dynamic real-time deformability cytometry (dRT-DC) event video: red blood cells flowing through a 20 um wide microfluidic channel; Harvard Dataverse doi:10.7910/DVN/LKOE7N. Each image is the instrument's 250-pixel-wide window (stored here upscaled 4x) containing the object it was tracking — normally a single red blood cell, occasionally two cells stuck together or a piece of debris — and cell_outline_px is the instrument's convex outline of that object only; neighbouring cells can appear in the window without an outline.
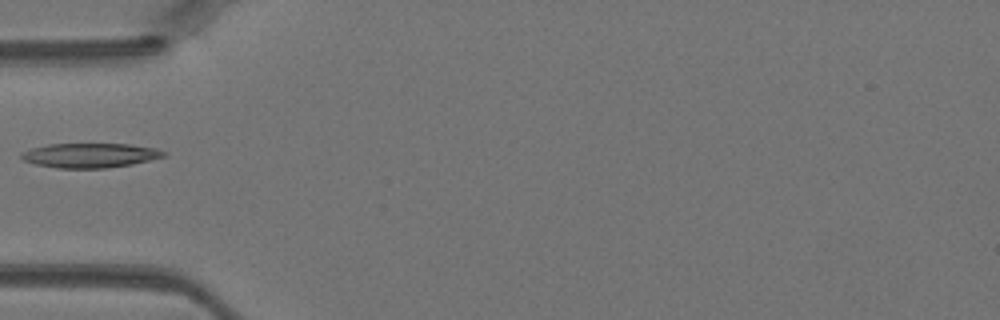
{"species": "Egyptian fruit bat (a non-hibernating species)", "species_latin": "Rousettus aegyptiacus", "temperature_condition": "warm", "stored_images_in_passage": 31, "camera_frame_rate_fps": 3000, "um_per_image_px": 0.085, "animal": {"sex": "female"}, "frame": {"image": 1, "passage_image": 1, "time_ms": 0.0, "image_size_px": [1000, 320], "cell_outline_px": [[168, 156], [132, 164], [108, 168], [56, 168], [36, 164], [24, 160], [20, 156], [20, 152], [32, 148], [48, 144], [128, 144], [156, 148], [168, 152]], "centroid_in_image_um": [7.69, 13.2], "position_along_channel_um": 77.3, "area_um2": 20.46}}
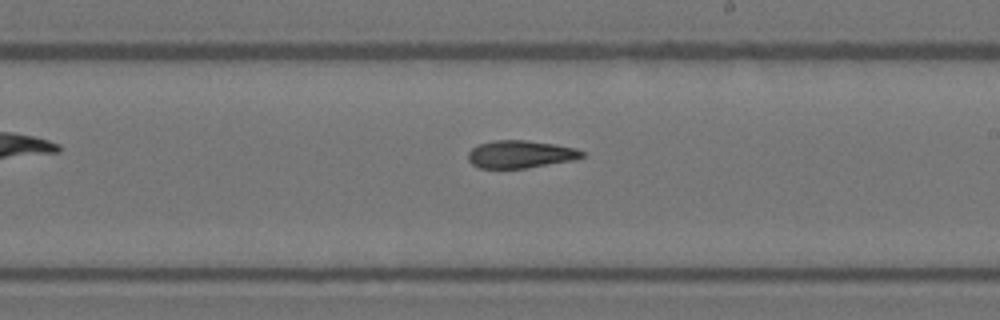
{"frame": {"image": 2, "passage_image": 12, "time_ms": 3.667, "image_size_px": [1000, 320], "cell_outline_px": [[584, 156], [576, 160], [524, 168], [480, 168], [472, 164], [468, 160], [468, 152], [472, 148], [480, 144], [492, 140], [528, 140], [556, 144], [576, 148], [584, 152]], "centroid_in_image_um": [44.25, 13.1], "position_along_channel_um": 244.7, "area_um2": 18.44}}
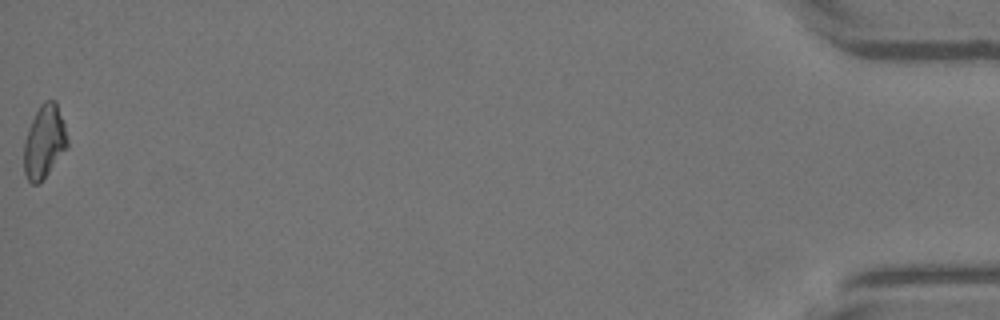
{"frame": {"image": 3, "passage_image": 31, "time_ms": 10.0, "image_size_px": [1000, 320], "cell_outline_px": [[68, 148], [40, 184], [32, 184], [28, 180], [24, 172], [24, 140], [28, 128], [40, 104], [44, 100], [56, 100], [64, 124], [68, 140]], "centroid_in_image_um": [3.77, 12.06], "position_along_channel_um": 431.4, "area_um2": 18.73}}